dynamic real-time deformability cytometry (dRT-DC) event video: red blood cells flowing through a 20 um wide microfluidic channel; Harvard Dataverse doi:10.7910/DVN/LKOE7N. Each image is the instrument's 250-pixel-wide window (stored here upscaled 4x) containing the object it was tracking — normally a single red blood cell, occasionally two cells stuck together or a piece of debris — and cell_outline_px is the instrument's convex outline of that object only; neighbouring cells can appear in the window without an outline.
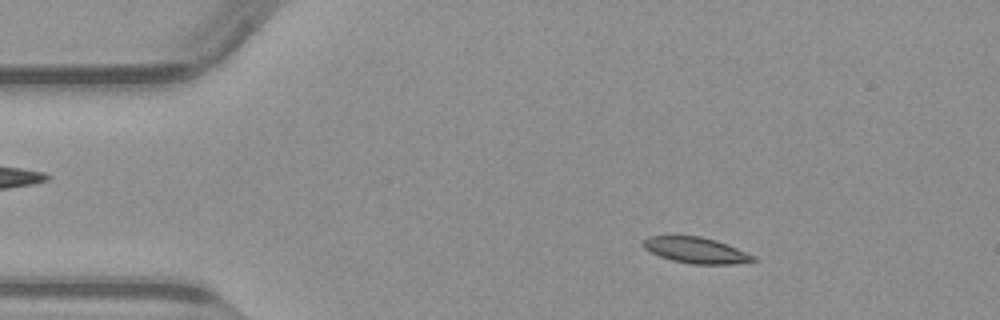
{"species": "common noctule bat (a hibernating species)", "species_latin": "Nyctalus noctula", "temperature_condition": "warm", "stored_images_in_passage": 49, "camera_frame_rate_fps": 3000, "um_per_image_px": 0.085, "animal": {"sex": "male", "body_mass_g": 23.1, "forearm_length_mm": 52.7}, "frame": {"image": 1, "passage_image": 7, "time_ms": 2.0, "image_size_px": [1000, 320], "cell_outline_px": [[756, 260], [732, 264], [692, 264], [672, 260], [660, 256], [644, 248], [640, 244], [648, 236], [700, 236], [716, 240], [728, 244], [756, 256]], "centroid_in_image_um": [59.16, 21.26], "position_along_channel_um": 25.8, "area_um2": 16.59}}
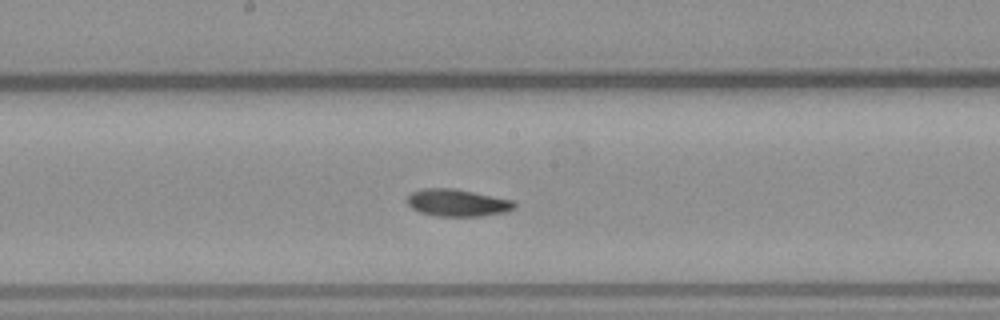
{"frame": {"image": 2, "passage_image": 25, "time_ms": 8.0, "image_size_px": [1000, 320], "cell_outline_px": [[516, 208], [508, 212], [480, 216], [436, 216], [420, 212], [412, 208], [408, 204], [408, 196], [412, 192], [420, 188], [452, 188], [512, 200], [516, 204]], "centroid_in_image_um": [38.88, 17.24], "position_along_channel_um": 209.3, "area_um2": 16.94}}
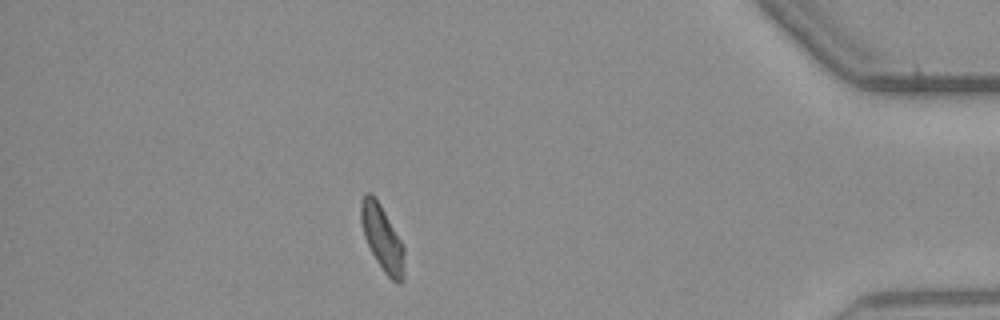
{"frame": {"image": 3, "passage_image": 43, "time_ms": 14.0, "image_size_px": [1000, 320], "cell_outline_px": [[404, 280], [400, 284], [392, 280], [384, 272], [376, 260], [364, 236], [360, 220], [360, 204], [364, 196], [368, 192], [380, 204], [400, 240], [404, 248]], "centroid_in_image_um": [32.5, 20.29], "position_along_channel_um": 402.7, "area_um2": 16.18}}